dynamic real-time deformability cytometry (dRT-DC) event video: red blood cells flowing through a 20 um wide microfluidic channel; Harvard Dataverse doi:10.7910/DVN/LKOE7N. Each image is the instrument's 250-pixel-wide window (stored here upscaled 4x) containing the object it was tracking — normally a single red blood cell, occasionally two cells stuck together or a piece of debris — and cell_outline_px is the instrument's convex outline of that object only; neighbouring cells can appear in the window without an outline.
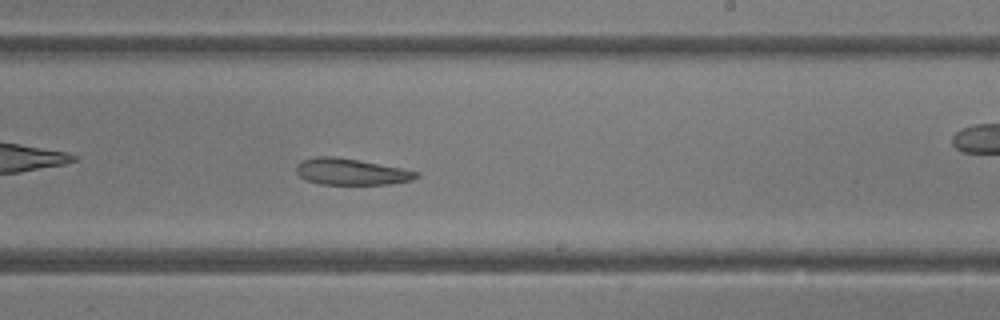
{"species": "common noctule bat (a hibernating species)", "species_latin": "Nyctalus noctula", "temperature_condition": "room temperature", "stored_images_in_passage": 32, "camera_frame_rate_fps": 3000, "um_per_image_px": 0.085, "animal": {"sex": "female"}, "frame": {"image": 1, "passage_image": 19, "time_ms": 6.0, "image_size_px": [1000, 320], "cell_outline_px": [[420, 176], [412, 180], [388, 184], [320, 184], [304, 180], [296, 172], [296, 164], [300, 160], [316, 156], [336, 156], [404, 168], [420, 172]], "centroid_in_image_um": [29.83, 14.59], "position_along_channel_um": 259.2, "area_um2": 18.73}}